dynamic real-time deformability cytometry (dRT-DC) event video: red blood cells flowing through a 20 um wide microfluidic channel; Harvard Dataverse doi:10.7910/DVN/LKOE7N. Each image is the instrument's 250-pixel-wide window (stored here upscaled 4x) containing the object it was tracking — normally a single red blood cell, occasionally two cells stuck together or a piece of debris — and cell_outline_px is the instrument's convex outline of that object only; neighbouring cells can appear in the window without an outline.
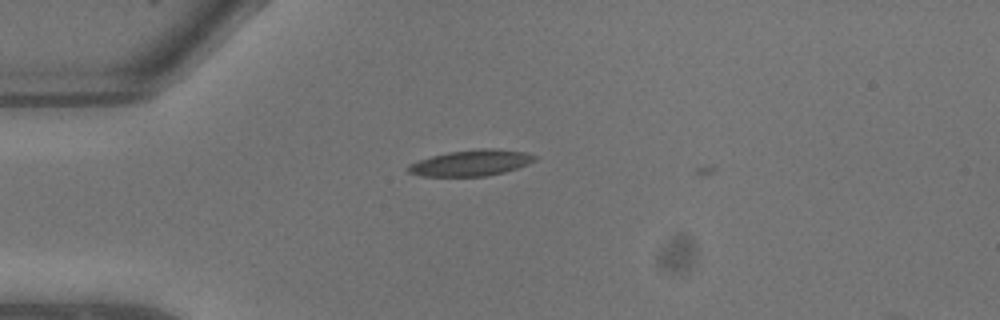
{"species": "common noctule bat (a hibernating species)", "species_latin": "Nyctalus noctula", "temperature_condition": "warm", "stored_images_in_passage": 6, "camera_frame_rate_fps": 3000, "um_per_image_px": 0.085, "animal": {"sex": "male", "body_mass_g": 13.3}, "frame": {"image": 1, "passage_image": 4, "time_ms": 1.0, "image_size_px": [1000, 320], "cell_outline_px": [[536, 160], [528, 164], [504, 172], [484, 176], [420, 176], [408, 172], [404, 168], [408, 164], [432, 156], [448, 152], [480, 148], [492, 148], [524, 152], [536, 156]], "centroid_in_image_um": [40.0, 13.85], "position_along_channel_um": 45.0, "area_um2": 19.13}}